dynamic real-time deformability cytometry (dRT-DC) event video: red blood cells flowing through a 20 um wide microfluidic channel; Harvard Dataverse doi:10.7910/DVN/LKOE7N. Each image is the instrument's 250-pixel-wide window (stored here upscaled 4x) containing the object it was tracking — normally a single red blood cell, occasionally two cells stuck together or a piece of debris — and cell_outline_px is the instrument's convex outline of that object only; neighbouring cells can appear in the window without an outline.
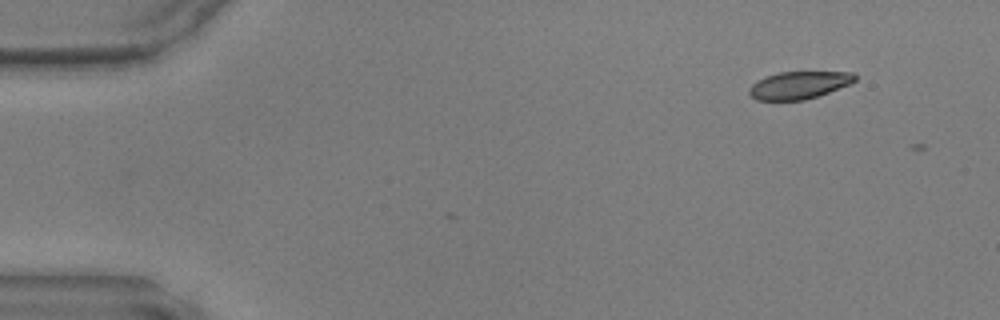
{"species": "common noctule bat (a hibernating species)", "species_latin": "Nyctalus noctula", "temperature_condition": "warm", "stored_images_in_passage": 2, "camera_frame_rate_fps": 3000, "um_per_image_px": 0.085, "animal": {"sex": "male", "body_mass_g": 17.9, "forearm_length_mm": 54.2}, "frame": {"image": 1, "passage_image": 2, "time_ms": 0.333, "image_size_px": [1000, 320], "cell_outline_px": [[856, 80], [852, 84], [804, 100], [756, 100], [748, 92], [748, 88], [752, 84], [768, 76], [780, 72], [852, 72], [856, 76]], "centroid_in_image_um": [67.94, 7.24], "position_along_channel_um": 17.1, "area_um2": 16.76}}